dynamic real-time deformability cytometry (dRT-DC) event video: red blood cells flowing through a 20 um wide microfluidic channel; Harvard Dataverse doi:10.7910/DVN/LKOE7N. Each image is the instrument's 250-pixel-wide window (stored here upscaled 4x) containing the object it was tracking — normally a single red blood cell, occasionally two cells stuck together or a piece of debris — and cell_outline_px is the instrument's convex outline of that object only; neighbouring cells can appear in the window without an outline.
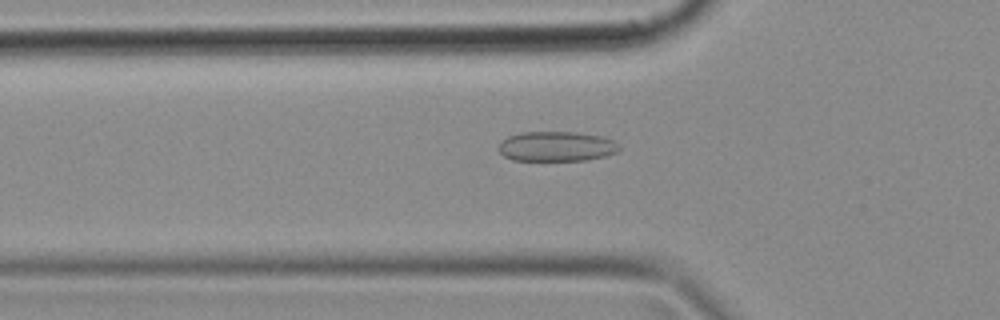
{"species": "common noctule bat (a hibernating species)", "species_latin": "Nyctalus noctula", "temperature_condition": "cold", "stored_images_in_passage": 34, "camera_frame_rate_fps": 3000, "um_per_image_px": 0.085, "animal": {"sex": "female", "body_mass_g": 18.4}, "frame": {"image": 1, "passage_image": 7, "time_ms": 2.0, "image_size_px": [1000, 320], "cell_outline_px": [[620, 148], [616, 152], [608, 156], [588, 160], [512, 160], [504, 156], [496, 148], [500, 140], [508, 136], [520, 132], [576, 132], [604, 136], [620, 144]], "centroid_in_image_um": [47.29, 12.44], "position_along_channel_um": 78.5, "area_um2": 21.39}}
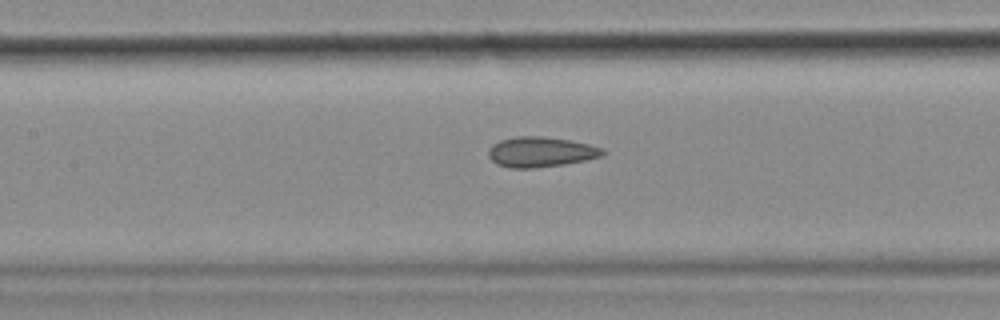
{"frame": {"image": 2, "passage_image": 13, "time_ms": 4.0, "image_size_px": [1000, 320], "cell_outline_px": [[608, 152], [604, 156], [564, 164], [532, 168], [508, 168], [496, 164], [488, 156], [488, 148], [492, 144], [500, 140], [516, 136], [544, 136], [568, 140], [588, 144], [604, 148]], "centroid_in_image_um": [45.96, 12.91], "position_along_channel_um": 161.4, "area_um2": 20.29}}
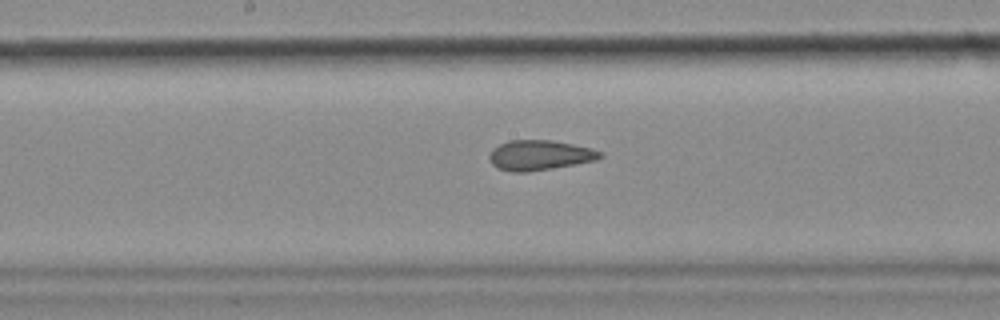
{"frame": {"image": 3, "passage_image": 16, "time_ms": 5.0, "image_size_px": [1000, 320], "cell_outline_px": [[604, 156], [596, 160], [576, 164], [528, 172], [512, 172], [500, 168], [492, 164], [488, 156], [492, 148], [508, 140], [552, 140], [592, 148], [604, 152]], "centroid_in_image_um": [45.89, 13.18], "position_along_channel_um": 202.3, "area_um2": 19.48}}